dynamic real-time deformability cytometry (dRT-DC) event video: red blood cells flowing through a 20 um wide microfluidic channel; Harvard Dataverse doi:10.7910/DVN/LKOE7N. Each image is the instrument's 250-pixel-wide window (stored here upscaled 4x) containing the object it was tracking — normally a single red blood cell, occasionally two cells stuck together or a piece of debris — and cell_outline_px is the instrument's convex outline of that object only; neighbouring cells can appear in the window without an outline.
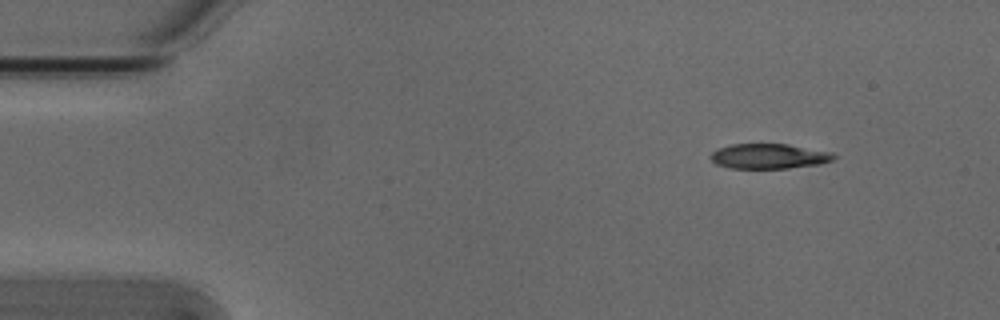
{"species": "Egyptian fruit bat (a non-hibernating species)", "species_latin": "Rousettus aegyptiacus", "temperature_condition": "cold", "stored_images_in_passage": 48, "camera_frame_rate_fps": 3000, "um_per_image_px": 0.085, "animal": {"sex": "male"}, "frame": {"image": 1, "passage_image": 1, "time_ms": 0.0, "image_size_px": [1000, 320], "cell_outline_px": [[836, 156], [832, 160], [820, 164], [788, 168], [728, 168], [716, 164], [708, 156], [712, 152], [720, 148], [732, 144], [788, 144], [832, 152]], "centroid_in_image_um": [65.35, 13.28], "position_along_channel_um": 19.6, "area_um2": 17.92}}
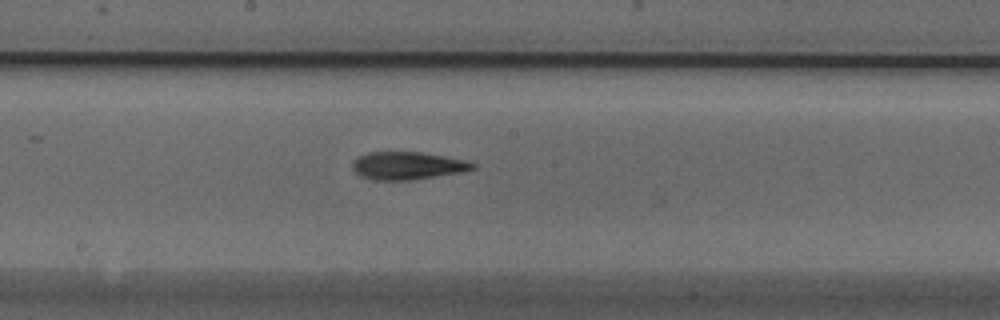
{"frame": {"image": 2, "passage_image": 23, "time_ms": 7.333, "image_size_px": [1000, 320], "cell_outline_px": [[476, 168], [460, 172], [412, 180], [376, 180], [360, 176], [352, 168], [352, 160], [356, 156], [368, 152], [420, 152], [444, 156], [464, 160], [476, 164]], "centroid_in_image_um": [34.58, 14.08], "position_along_channel_um": 213.6, "area_um2": 19.42}}
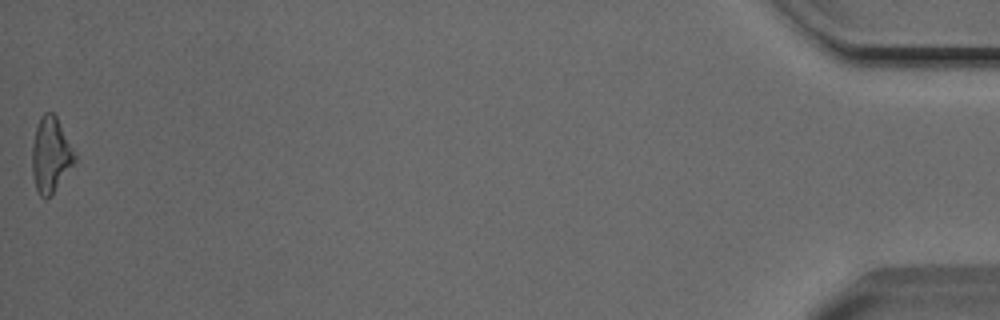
{"frame": {"image": 3, "passage_image": 48, "time_ms": 15.667, "image_size_px": [1000, 320], "cell_outline_px": [[76, 160], [52, 196], [44, 200], [40, 196], [36, 188], [32, 172], [32, 148], [36, 128], [40, 116], [44, 112], [52, 112], [56, 116], [76, 156]], "centroid_in_image_um": [4.29, 13.2], "position_along_channel_um": 430.9, "area_um2": 18.55}, "authors_computed_cell_mechanics": {"area_um2": 18.7561, "velocity_mm_per_s": 3.8449, "shape_relaxation_time_tau1_ms": 3.4646, "shape_relaxation_time_tau2_ms": 3.7076, "deformation_change_tau1": 0.1125, "deformation_change_tau2": 0.1354}}